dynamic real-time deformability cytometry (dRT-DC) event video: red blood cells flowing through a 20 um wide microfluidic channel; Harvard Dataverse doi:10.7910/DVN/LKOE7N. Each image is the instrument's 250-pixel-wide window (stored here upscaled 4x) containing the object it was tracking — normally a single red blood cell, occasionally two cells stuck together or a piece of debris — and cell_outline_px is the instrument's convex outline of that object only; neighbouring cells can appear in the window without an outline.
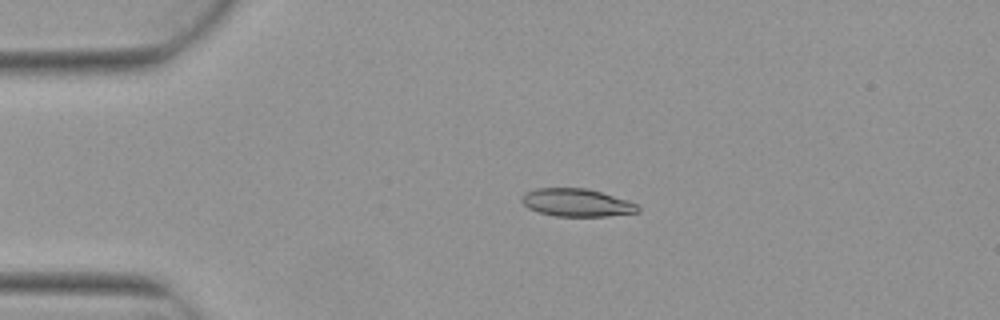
{"species": "Egyptian fruit bat (a non-hibernating species)", "species_latin": "Rousettus aegyptiacus", "temperature_condition": "warm", "stored_images_in_passage": 2, "camera_frame_rate_fps": 3000, "um_per_image_px": 0.085, "animal": {"sex": "female"}, "frame": {"image": 1, "passage_image": 1, "time_ms": 0.0, "image_size_px": [1000, 320], "cell_outline_px": [[640, 212], [608, 216], [556, 216], [540, 212], [528, 208], [520, 200], [524, 192], [536, 188], [584, 188], [600, 192], [628, 200], [636, 204], [640, 208]], "centroid_in_image_um": [49.01, 17.22], "position_along_channel_um": 36.0, "area_um2": 18.79}}